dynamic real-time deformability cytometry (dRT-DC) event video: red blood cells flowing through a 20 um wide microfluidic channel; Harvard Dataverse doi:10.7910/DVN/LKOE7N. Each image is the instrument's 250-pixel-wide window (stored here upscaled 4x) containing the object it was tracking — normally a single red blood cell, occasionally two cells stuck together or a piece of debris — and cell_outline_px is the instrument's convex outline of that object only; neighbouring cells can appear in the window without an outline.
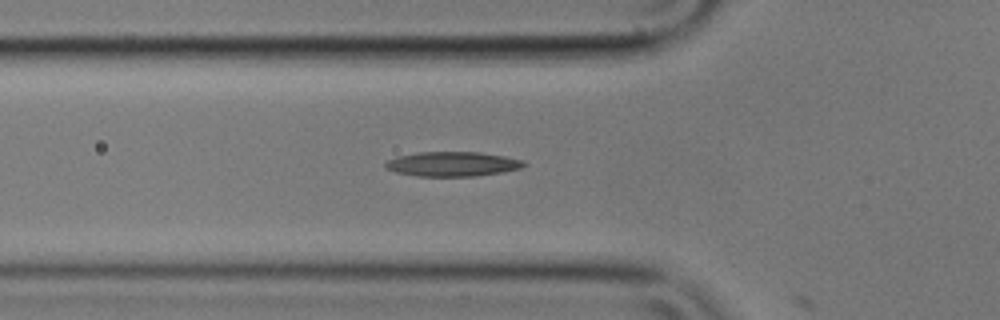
{"species": "common noctule bat (a hibernating species)", "species_latin": "Nyctalus noctula", "temperature_condition": "cold", "stored_images_in_passage": 15, "camera_frame_rate_fps": 3000, "um_per_image_px": 0.085, "animal": {"sex": "male", "body_mass_g": 17.9}, "frame": {"image": 1, "passage_image": 14, "time_ms": 4.333, "image_size_px": [1000, 320], "cell_outline_px": [[524, 164], [520, 168], [504, 172], [476, 176], [416, 176], [396, 172], [384, 168], [384, 164], [388, 160], [396, 156], [420, 152], [480, 152], [504, 156], [524, 160]], "centroid_in_image_um": [38.43, 13.94], "position_along_channel_um": 87.4, "area_um2": 19.88}}